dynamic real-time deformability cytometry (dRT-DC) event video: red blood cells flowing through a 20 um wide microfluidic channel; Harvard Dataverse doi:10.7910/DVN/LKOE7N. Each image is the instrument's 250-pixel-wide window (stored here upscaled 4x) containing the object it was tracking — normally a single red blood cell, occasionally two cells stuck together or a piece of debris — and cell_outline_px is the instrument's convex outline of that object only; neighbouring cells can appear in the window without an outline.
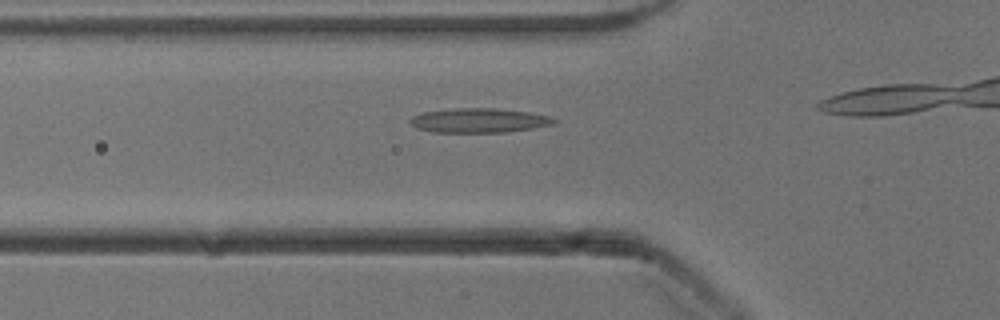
{"species": "common noctule bat (a hibernating species)", "species_latin": "Nyctalus noctula", "temperature_condition": "cold", "stored_images_in_passage": 21, "camera_frame_rate_fps": 3000, "um_per_image_px": 0.085, "animal": {"sex": "male", "body_mass_g": 13.3}, "frame": {"image": 1, "passage_image": 7, "time_ms": 2.0, "image_size_px": [1000, 320], "cell_outline_px": [[556, 124], [532, 128], [504, 132], [432, 132], [416, 128], [408, 120], [412, 116], [424, 112], [456, 108], [492, 108], [528, 112], [552, 116], [556, 120]], "centroid_in_image_um": [40.72, 10.24], "position_along_channel_um": 85.1, "area_um2": 20.4}}
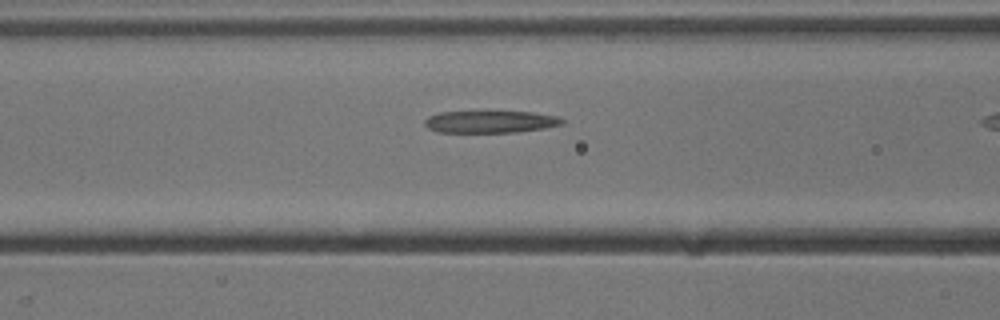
{"frame": {"image": 2, "passage_image": 10, "time_ms": 3.0, "image_size_px": [1000, 320], "cell_outline_px": [[564, 124], [544, 128], [516, 132], [440, 132], [428, 128], [424, 124], [424, 120], [428, 116], [440, 112], [532, 112], [560, 116], [564, 120]], "centroid_in_image_um": [41.71, 10.35], "position_along_channel_um": 124.9, "area_um2": 17.69}}